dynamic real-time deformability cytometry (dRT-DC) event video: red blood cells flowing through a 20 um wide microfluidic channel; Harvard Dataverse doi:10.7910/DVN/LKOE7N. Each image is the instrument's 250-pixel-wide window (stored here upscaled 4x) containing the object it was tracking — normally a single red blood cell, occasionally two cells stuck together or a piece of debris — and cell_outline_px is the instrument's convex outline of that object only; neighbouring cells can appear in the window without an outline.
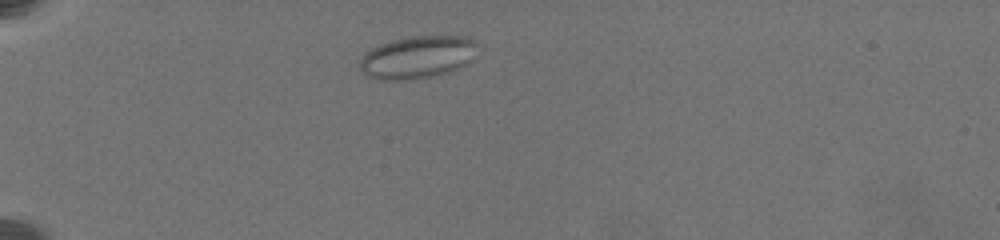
{"species": "common noctule bat (a hibernating species)", "species_latin": "Nyctalus noctula", "temperature_condition": "warm", "stored_images_in_passage": 20, "camera_frame_rate_fps": 3000, "um_per_image_px": 0.085, "animal": {"sex": "female", "body_mass_g": 19.5, "forearm_length_mm": 54.1}, "frame": {"image": 1, "passage_image": 8, "time_ms": 1.667, "image_size_px": [1000, 240], "cell_outline_px": [[480, 44], [476, 60], [460, 68], [448, 72], [432, 76], [412, 80], [380, 80], [368, 76], [360, 72], [360, 60], [364, 52], [380, 44], [392, 40], [412, 36], [468, 36], [476, 40]], "centroid_in_image_um": [35.57, 4.86], "position_along_channel_um": 49.4, "area_um2": 30.06}}
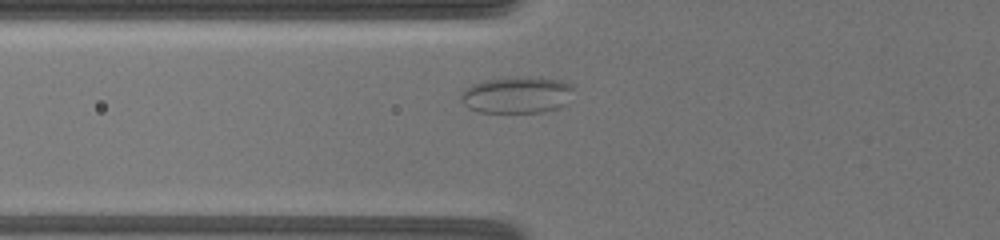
{"frame": {"image": 2, "passage_image": 16, "time_ms": 3.667, "image_size_px": [1000, 240], "cell_outline_px": [[572, 88], [564, 104], [556, 108], [544, 112], [476, 112], [468, 108], [460, 100], [460, 96], [472, 84], [484, 80], [516, 76], [524, 76], [564, 80], [572, 84]], "centroid_in_image_um": [43.91, 8.05], "position_along_channel_um": 81.9, "area_um2": 23.99}}
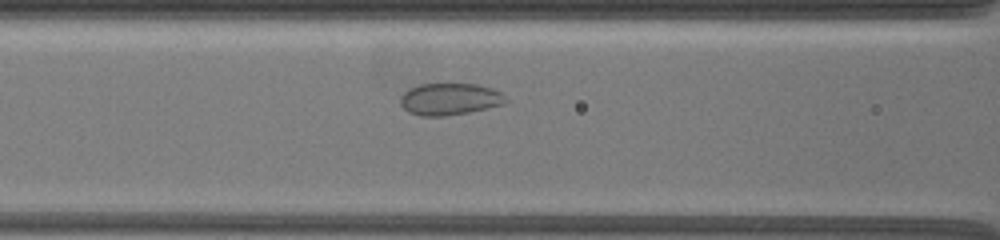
{"frame": {"image": 3, "passage_image": 19, "time_ms": 5.0, "image_size_px": [1000, 240], "cell_outline_px": [[508, 100], [504, 104], [488, 108], [468, 112], [444, 116], [420, 116], [408, 112], [400, 104], [400, 96], [408, 88], [420, 84], [476, 84], [492, 88], [500, 92]], "centroid_in_image_um": [38.2, 8.42], "position_along_channel_um": 128.4, "area_um2": 19.65}}